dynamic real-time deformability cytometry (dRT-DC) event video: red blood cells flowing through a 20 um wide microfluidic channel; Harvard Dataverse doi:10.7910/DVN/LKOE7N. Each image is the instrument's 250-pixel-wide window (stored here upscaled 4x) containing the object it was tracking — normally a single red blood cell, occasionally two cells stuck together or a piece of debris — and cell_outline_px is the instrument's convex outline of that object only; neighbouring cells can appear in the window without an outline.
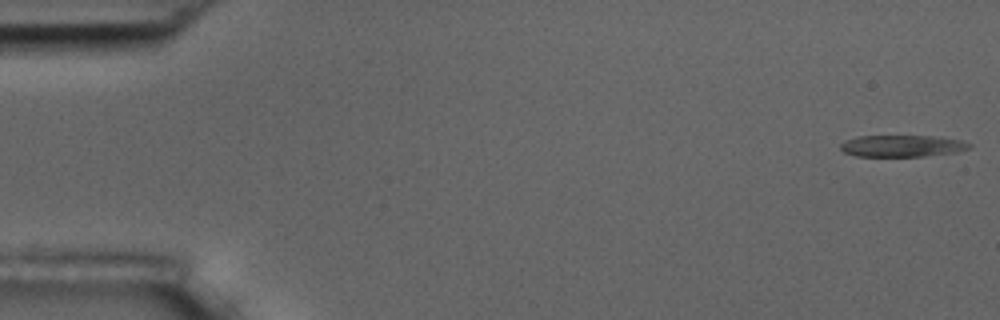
{"species": "common noctule bat (a hibernating species)", "species_latin": "Nyctalus noctula", "temperature_condition": "room temperature", "stored_images_in_passage": 7, "camera_frame_rate_fps": 3000, "um_per_image_px": 0.085, "animal": {"sex": "male", "body_mass_g": 17.5, "forearm_length_mm": 52.3}, "frame": {"image": 1, "passage_image": 1, "time_ms": 0.0, "image_size_px": [1000, 320], "cell_outline_px": [[972, 148], [956, 152], [924, 156], [856, 156], [844, 152], [840, 148], [840, 144], [844, 140], [860, 136], [932, 136], [960, 140], [972, 144]], "centroid_in_image_um": [76.68, 12.4], "position_along_channel_um": 8.3, "area_um2": 16.24}}
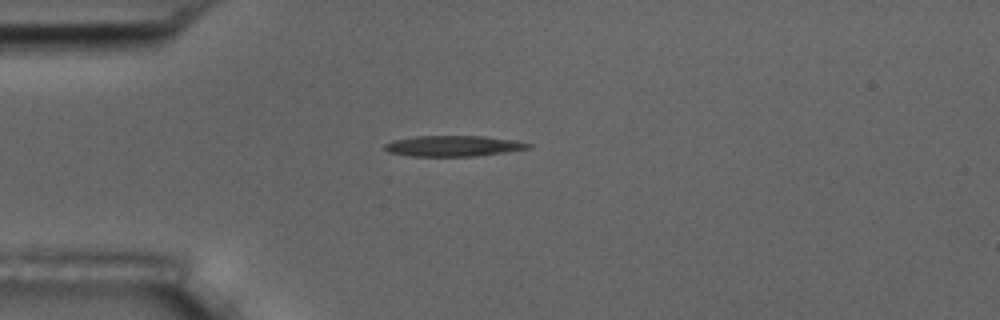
{"frame": {"image": 2, "passage_image": 4, "time_ms": 4.333, "image_size_px": [1000, 320], "cell_outline_px": [[532, 148], [476, 156], [412, 156], [388, 152], [384, 148], [384, 144], [392, 140], [416, 136], [484, 136], [516, 140], [532, 144]], "centroid_in_image_um": [38.54, 12.4], "position_along_channel_um": 46.5, "area_um2": 17.4}}